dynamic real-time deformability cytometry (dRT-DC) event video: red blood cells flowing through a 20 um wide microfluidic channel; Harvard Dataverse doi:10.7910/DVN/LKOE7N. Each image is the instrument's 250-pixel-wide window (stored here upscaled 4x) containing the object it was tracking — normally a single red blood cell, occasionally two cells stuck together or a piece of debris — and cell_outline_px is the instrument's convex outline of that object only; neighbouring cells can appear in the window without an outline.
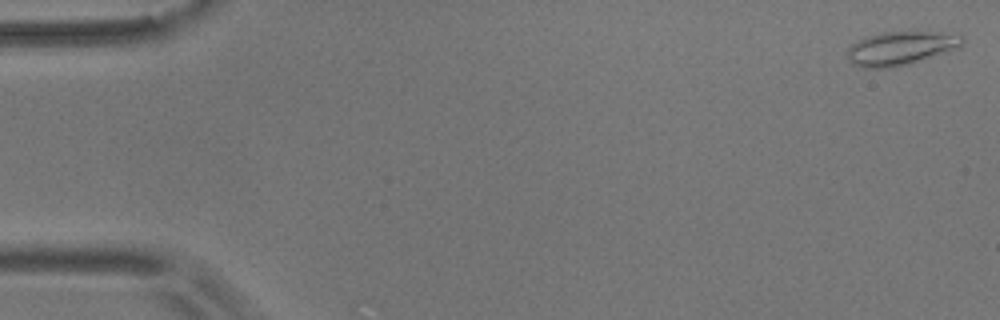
{"species": "common noctule bat (a hibernating species)", "species_latin": "Nyctalus noctula", "temperature_condition": "room temperature", "stored_images_in_passage": 54, "camera_frame_rate_fps": 3000, "um_per_image_px": 0.085, "animal": {"sex": "male", "body_mass_g": 17.9}, "frame": {"image": 1, "passage_image": 1, "time_ms": 0.0, "image_size_px": [1000, 320], "cell_outline_px": [[964, 44], [960, 48], [908, 64], [888, 68], [860, 68], [852, 64], [848, 56], [848, 48], [856, 40], [864, 36], [880, 32], [916, 28], [964, 36]], "centroid_in_image_um": [76.59, 4.04], "position_along_channel_um": 8.4, "area_um2": 23.64}}
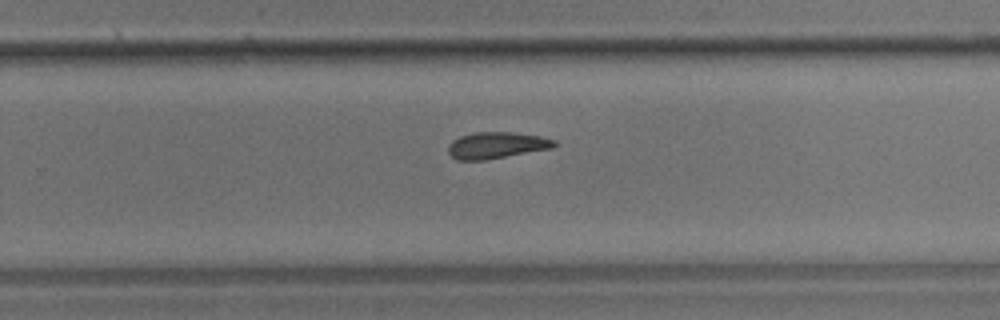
{"frame": {"image": 2, "passage_image": 35, "time_ms": 11.333, "image_size_px": [1000, 320], "cell_outline_px": [[556, 144], [552, 148], [484, 160], [456, 160], [448, 152], [448, 144], [452, 140], [460, 136], [472, 132], [512, 132], [540, 136], [556, 140]], "centroid_in_image_um": [42.17, 12.34], "position_along_channel_um": 287.6, "area_um2": 16.36}}
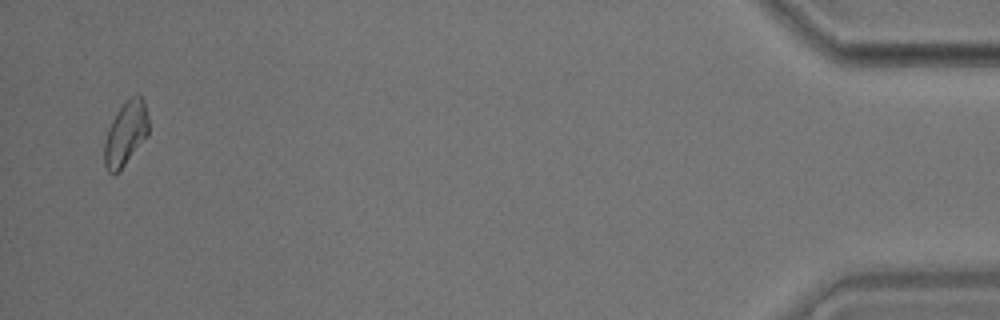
{"frame": {"image": 3, "passage_image": 53, "time_ms": 17.333, "image_size_px": [1000, 320], "cell_outline_px": [[148, 136], [124, 164], [112, 176], [108, 172], [104, 164], [104, 144], [108, 128], [112, 120], [120, 108], [132, 96], [140, 96], [144, 100], [148, 116]], "centroid_in_image_um": [10.68, 11.36], "position_along_channel_um": 424.5, "area_um2": 16.18}, "authors_computed_cell_mechanics": {"area_um2": 16.8776, "velocity_mm_per_s": 3.6626, "shape_relaxation_time_tau1_ms": null, "shape_relaxation_time_tau2_ms": 7.497, "deformation_change_tau1": null, "deformation_change_tau2": 0.1392}}